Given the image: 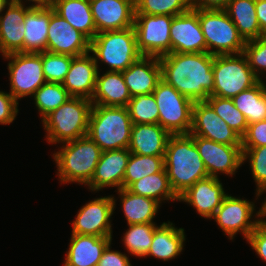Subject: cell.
I'll use <instances>...</instances> for the list:
<instances>
[{"label": "cell", "instance_id": "cell-10", "mask_svg": "<svg viewBox=\"0 0 266 266\" xmlns=\"http://www.w3.org/2000/svg\"><path fill=\"white\" fill-rule=\"evenodd\" d=\"M174 16L135 14L134 30L142 56L162 57L171 53L170 27Z\"/></svg>", "mask_w": 266, "mask_h": 266}, {"label": "cell", "instance_id": "cell-36", "mask_svg": "<svg viewBox=\"0 0 266 266\" xmlns=\"http://www.w3.org/2000/svg\"><path fill=\"white\" fill-rule=\"evenodd\" d=\"M155 223L129 224L124 234L125 247L135 256L146 257L154 236Z\"/></svg>", "mask_w": 266, "mask_h": 266}, {"label": "cell", "instance_id": "cell-32", "mask_svg": "<svg viewBox=\"0 0 266 266\" xmlns=\"http://www.w3.org/2000/svg\"><path fill=\"white\" fill-rule=\"evenodd\" d=\"M232 100L235 107L243 113L248 124L266 120V89L262 80L240 92Z\"/></svg>", "mask_w": 266, "mask_h": 266}, {"label": "cell", "instance_id": "cell-49", "mask_svg": "<svg viewBox=\"0 0 266 266\" xmlns=\"http://www.w3.org/2000/svg\"><path fill=\"white\" fill-rule=\"evenodd\" d=\"M11 3L23 5L22 0H10ZM32 1L35 4L30 5L31 8H47V7H53L55 0H28Z\"/></svg>", "mask_w": 266, "mask_h": 266}, {"label": "cell", "instance_id": "cell-45", "mask_svg": "<svg viewBox=\"0 0 266 266\" xmlns=\"http://www.w3.org/2000/svg\"><path fill=\"white\" fill-rule=\"evenodd\" d=\"M260 223L251 232L247 241L252 249L266 262V220L259 219Z\"/></svg>", "mask_w": 266, "mask_h": 266}, {"label": "cell", "instance_id": "cell-46", "mask_svg": "<svg viewBox=\"0 0 266 266\" xmlns=\"http://www.w3.org/2000/svg\"><path fill=\"white\" fill-rule=\"evenodd\" d=\"M110 244L104 250L97 266H131L126 254L110 250Z\"/></svg>", "mask_w": 266, "mask_h": 266}, {"label": "cell", "instance_id": "cell-1", "mask_svg": "<svg viewBox=\"0 0 266 266\" xmlns=\"http://www.w3.org/2000/svg\"><path fill=\"white\" fill-rule=\"evenodd\" d=\"M161 79L193 102L213 96V55L201 53H169L159 58Z\"/></svg>", "mask_w": 266, "mask_h": 266}, {"label": "cell", "instance_id": "cell-25", "mask_svg": "<svg viewBox=\"0 0 266 266\" xmlns=\"http://www.w3.org/2000/svg\"><path fill=\"white\" fill-rule=\"evenodd\" d=\"M170 133L158 124H133L129 151L138 155L165 156Z\"/></svg>", "mask_w": 266, "mask_h": 266}, {"label": "cell", "instance_id": "cell-20", "mask_svg": "<svg viewBox=\"0 0 266 266\" xmlns=\"http://www.w3.org/2000/svg\"><path fill=\"white\" fill-rule=\"evenodd\" d=\"M226 195L219 178L207 177L188 188L178 197V201L189 203L208 219L213 217Z\"/></svg>", "mask_w": 266, "mask_h": 266}, {"label": "cell", "instance_id": "cell-9", "mask_svg": "<svg viewBox=\"0 0 266 266\" xmlns=\"http://www.w3.org/2000/svg\"><path fill=\"white\" fill-rule=\"evenodd\" d=\"M158 105V123L170 134H189L194 102L160 80L153 91Z\"/></svg>", "mask_w": 266, "mask_h": 266}, {"label": "cell", "instance_id": "cell-24", "mask_svg": "<svg viewBox=\"0 0 266 266\" xmlns=\"http://www.w3.org/2000/svg\"><path fill=\"white\" fill-rule=\"evenodd\" d=\"M25 16V6L11 2L4 16H0V52L3 56L23 53Z\"/></svg>", "mask_w": 266, "mask_h": 266}, {"label": "cell", "instance_id": "cell-42", "mask_svg": "<svg viewBox=\"0 0 266 266\" xmlns=\"http://www.w3.org/2000/svg\"><path fill=\"white\" fill-rule=\"evenodd\" d=\"M243 54L254 74L259 80H262L259 74H264L263 72L266 71V34L257 39L247 41Z\"/></svg>", "mask_w": 266, "mask_h": 266}, {"label": "cell", "instance_id": "cell-38", "mask_svg": "<svg viewBox=\"0 0 266 266\" xmlns=\"http://www.w3.org/2000/svg\"><path fill=\"white\" fill-rule=\"evenodd\" d=\"M127 109L133 124H158V105L153 93L132 97Z\"/></svg>", "mask_w": 266, "mask_h": 266}, {"label": "cell", "instance_id": "cell-28", "mask_svg": "<svg viewBox=\"0 0 266 266\" xmlns=\"http://www.w3.org/2000/svg\"><path fill=\"white\" fill-rule=\"evenodd\" d=\"M54 11L89 41L96 35L90 0H55Z\"/></svg>", "mask_w": 266, "mask_h": 266}, {"label": "cell", "instance_id": "cell-41", "mask_svg": "<svg viewBox=\"0 0 266 266\" xmlns=\"http://www.w3.org/2000/svg\"><path fill=\"white\" fill-rule=\"evenodd\" d=\"M243 163L247 158L250 160V167L255 183L257 184L256 196L266 189V145L253 148H242Z\"/></svg>", "mask_w": 266, "mask_h": 266}, {"label": "cell", "instance_id": "cell-30", "mask_svg": "<svg viewBox=\"0 0 266 266\" xmlns=\"http://www.w3.org/2000/svg\"><path fill=\"white\" fill-rule=\"evenodd\" d=\"M224 10L245 42L257 39L264 34L259 27L255 0H230Z\"/></svg>", "mask_w": 266, "mask_h": 266}, {"label": "cell", "instance_id": "cell-23", "mask_svg": "<svg viewBox=\"0 0 266 266\" xmlns=\"http://www.w3.org/2000/svg\"><path fill=\"white\" fill-rule=\"evenodd\" d=\"M112 237L72 234L63 266H97Z\"/></svg>", "mask_w": 266, "mask_h": 266}, {"label": "cell", "instance_id": "cell-35", "mask_svg": "<svg viewBox=\"0 0 266 266\" xmlns=\"http://www.w3.org/2000/svg\"><path fill=\"white\" fill-rule=\"evenodd\" d=\"M35 105L40 112L42 120L64 104L71 96L61 83L45 82L34 95Z\"/></svg>", "mask_w": 266, "mask_h": 266}, {"label": "cell", "instance_id": "cell-15", "mask_svg": "<svg viewBox=\"0 0 266 266\" xmlns=\"http://www.w3.org/2000/svg\"><path fill=\"white\" fill-rule=\"evenodd\" d=\"M190 135L227 145H241V136L234 131L206 102H194Z\"/></svg>", "mask_w": 266, "mask_h": 266}, {"label": "cell", "instance_id": "cell-47", "mask_svg": "<svg viewBox=\"0 0 266 266\" xmlns=\"http://www.w3.org/2000/svg\"><path fill=\"white\" fill-rule=\"evenodd\" d=\"M230 0H190L191 8L225 9Z\"/></svg>", "mask_w": 266, "mask_h": 266}, {"label": "cell", "instance_id": "cell-48", "mask_svg": "<svg viewBox=\"0 0 266 266\" xmlns=\"http://www.w3.org/2000/svg\"><path fill=\"white\" fill-rule=\"evenodd\" d=\"M255 9L259 27L266 34V0H255Z\"/></svg>", "mask_w": 266, "mask_h": 266}, {"label": "cell", "instance_id": "cell-33", "mask_svg": "<svg viewBox=\"0 0 266 266\" xmlns=\"http://www.w3.org/2000/svg\"><path fill=\"white\" fill-rule=\"evenodd\" d=\"M127 189L134 194L155 199L159 203L162 200H178L171 189L167 171L164 168L158 173L140 178Z\"/></svg>", "mask_w": 266, "mask_h": 266}, {"label": "cell", "instance_id": "cell-26", "mask_svg": "<svg viewBox=\"0 0 266 266\" xmlns=\"http://www.w3.org/2000/svg\"><path fill=\"white\" fill-rule=\"evenodd\" d=\"M122 72L107 71L100 76L98 71L92 105L127 107L131 99Z\"/></svg>", "mask_w": 266, "mask_h": 266}, {"label": "cell", "instance_id": "cell-17", "mask_svg": "<svg viewBox=\"0 0 266 266\" xmlns=\"http://www.w3.org/2000/svg\"><path fill=\"white\" fill-rule=\"evenodd\" d=\"M90 41L52 7L48 26L47 52L78 57L89 53Z\"/></svg>", "mask_w": 266, "mask_h": 266}, {"label": "cell", "instance_id": "cell-22", "mask_svg": "<svg viewBox=\"0 0 266 266\" xmlns=\"http://www.w3.org/2000/svg\"><path fill=\"white\" fill-rule=\"evenodd\" d=\"M98 71L97 63L89 53L74 57L62 84L70 96L91 100Z\"/></svg>", "mask_w": 266, "mask_h": 266}, {"label": "cell", "instance_id": "cell-5", "mask_svg": "<svg viewBox=\"0 0 266 266\" xmlns=\"http://www.w3.org/2000/svg\"><path fill=\"white\" fill-rule=\"evenodd\" d=\"M92 101L82 97H70L43 120L48 143H64L84 137L88 133Z\"/></svg>", "mask_w": 266, "mask_h": 266}, {"label": "cell", "instance_id": "cell-51", "mask_svg": "<svg viewBox=\"0 0 266 266\" xmlns=\"http://www.w3.org/2000/svg\"><path fill=\"white\" fill-rule=\"evenodd\" d=\"M10 0H0V13L4 11V9L10 4ZM1 16V15H0Z\"/></svg>", "mask_w": 266, "mask_h": 266}, {"label": "cell", "instance_id": "cell-29", "mask_svg": "<svg viewBox=\"0 0 266 266\" xmlns=\"http://www.w3.org/2000/svg\"><path fill=\"white\" fill-rule=\"evenodd\" d=\"M185 234L183 228H175L173 223L163 222L154 231L153 240L146 256H153L163 261L177 257L183 250Z\"/></svg>", "mask_w": 266, "mask_h": 266}, {"label": "cell", "instance_id": "cell-50", "mask_svg": "<svg viewBox=\"0 0 266 266\" xmlns=\"http://www.w3.org/2000/svg\"><path fill=\"white\" fill-rule=\"evenodd\" d=\"M263 192H266V189H263L259 193V195H261ZM256 214H257V217H259V218L260 217L262 218V216H265L266 217V200L264 201V203L262 204L260 210Z\"/></svg>", "mask_w": 266, "mask_h": 266}, {"label": "cell", "instance_id": "cell-12", "mask_svg": "<svg viewBox=\"0 0 266 266\" xmlns=\"http://www.w3.org/2000/svg\"><path fill=\"white\" fill-rule=\"evenodd\" d=\"M203 160L209 177L218 178V173L234 175L243 163L241 145H227L210 139L191 135Z\"/></svg>", "mask_w": 266, "mask_h": 266}, {"label": "cell", "instance_id": "cell-4", "mask_svg": "<svg viewBox=\"0 0 266 266\" xmlns=\"http://www.w3.org/2000/svg\"><path fill=\"white\" fill-rule=\"evenodd\" d=\"M53 154L60 181L88 184L98 164L102 149L88 136L64 142Z\"/></svg>", "mask_w": 266, "mask_h": 266}, {"label": "cell", "instance_id": "cell-7", "mask_svg": "<svg viewBox=\"0 0 266 266\" xmlns=\"http://www.w3.org/2000/svg\"><path fill=\"white\" fill-rule=\"evenodd\" d=\"M198 19L206 40L207 53L211 55L243 53L246 42L224 9H198Z\"/></svg>", "mask_w": 266, "mask_h": 266}, {"label": "cell", "instance_id": "cell-31", "mask_svg": "<svg viewBox=\"0 0 266 266\" xmlns=\"http://www.w3.org/2000/svg\"><path fill=\"white\" fill-rule=\"evenodd\" d=\"M125 218L129 224L154 223L158 213L159 202L155 199L130 192L127 188L118 190Z\"/></svg>", "mask_w": 266, "mask_h": 266}, {"label": "cell", "instance_id": "cell-44", "mask_svg": "<svg viewBox=\"0 0 266 266\" xmlns=\"http://www.w3.org/2000/svg\"><path fill=\"white\" fill-rule=\"evenodd\" d=\"M18 102L10 94L0 91V124L7 125L15 120L18 114Z\"/></svg>", "mask_w": 266, "mask_h": 266}, {"label": "cell", "instance_id": "cell-43", "mask_svg": "<svg viewBox=\"0 0 266 266\" xmlns=\"http://www.w3.org/2000/svg\"><path fill=\"white\" fill-rule=\"evenodd\" d=\"M266 145V120L248 124L241 137V148H253Z\"/></svg>", "mask_w": 266, "mask_h": 266}, {"label": "cell", "instance_id": "cell-13", "mask_svg": "<svg viewBox=\"0 0 266 266\" xmlns=\"http://www.w3.org/2000/svg\"><path fill=\"white\" fill-rule=\"evenodd\" d=\"M115 209V199L105 196L85 204L73 221L72 234L112 237L110 218Z\"/></svg>", "mask_w": 266, "mask_h": 266}, {"label": "cell", "instance_id": "cell-40", "mask_svg": "<svg viewBox=\"0 0 266 266\" xmlns=\"http://www.w3.org/2000/svg\"><path fill=\"white\" fill-rule=\"evenodd\" d=\"M74 57L67 54L42 52V70L46 82L63 83Z\"/></svg>", "mask_w": 266, "mask_h": 266}, {"label": "cell", "instance_id": "cell-18", "mask_svg": "<svg viewBox=\"0 0 266 266\" xmlns=\"http://www.w3.org/2000/svg\"><path fill=\"white\" fill-rule=\"evenodd\" d=\"M96 34L133 27L135 0H90Z\"/></svg>", "mask_w": 266, "mask_h": 266}, {"label": "cell", "instance_id": "cell-11", "mask_svg": "<svg viewBox=\"0 0 266 266\" xmlns=\"http://www.w3.org/2000/svg\"><path fill=\"white\" fill-rule=\"evenodd\" d=\"M8 63L10 94L18 101L35 91L45 82L42 70V52L40 53H12L4 56Z\"/></svg>", "mask_w": 266, "mask_h": 266}, {"label": "cell", "instance_id": "cell-21", "mask_svg": "<svg viewBox=\"0 0 266 266\" xmlns=\"http://www.w3.org/2000/svg\"><path fill=\"white\" fill-rule=\"evenodd\" d=\"M131 97L153 93L161 80V64L158 57L141 56L122 71Z\"/></svg>", "mask_w": 266, "mask_h": 266}, {"label": "cell", "instance_id": "cell-19", "mask_svg": "<svg viewBox=\"0 0 266 266\" xmlns=\"http://www.w3.org/2000/svg\"><path fill=\"white\" fill-rule=\"evenodd\" d=\"M131 152L128 148L103 151L94 174L87 184L92 191L104 187L123 188V179Z\"/></svg>", "mask_w": 266, "mask_h": 266}, {"label": "cell", "instance_id": "cell-14", "mask_svg": "<svg viewBox=\"0 0 266 266\" xmlns=\"http://www.w3.org/2000/svg\"><path fill=\"white\" fill-rule=\"evenodd\" d=\"M254 207L252 202L227 194L212 218L230 239L239 231L247 239L260 223L259 219L250 220Z\"/></svg>", "mask_w": 266, "mask_h": 266}, {"label": "cell", "instance_id": "cell-8", "mask_svg": "<svg viewBox=\"0 0 266 266\" xmlns=\"http://www.w3.org/2000/svg\"><path fill=\"white\" fill-rule=\"evenodd\" d=\"M213 95L232 99L260 80L250 68L243 53L213 55Z\"/></svg>", "mask_w": 266, "mask_h": 266}, {"label": "cell", "instance_id": "cell-34", "mask_svg": "<svg viewBox=\"0 0 266 266\" xmlns=\"http://www.w3.org/2000/svg\"><path fill=\"white\" fill-rule=\"evenodd\" d=\"M164 168V156H148L131 153L123 179V188L147 175H153Z\"/></svg>", "mask_w": 266, "mask_h": 266}, {"label": "cell", "instance_id": "cell-16", "mask_svg": "<svg viewBox=\"0 0 266 266\" xmlns=\"http://www.w3.org/2000/svg\"><path fill=\"white\" fill-rule=\"evenodd\" d=\"M171 53L206 52V40L198 19V9L175 15L170 27Z\"/></svg>", "mask_w": 266, "mask_h": 266}, {"label": "cell", "instance_id": "cell-6", "mask_svg": "<svg viewBox=\"0 0 266 266\" xmlns=\"http://www.w3.org/2000/svg\"><path fill=\"white\" fill-rule=\"evenodd\" d=\"M93 58L108 64L110 70L122 72L142 55L138 51L134 27L97 33L90 41Z\"/></svg>", "mask_w": 266, "mask_h": 266}, {"label": "cell", "instance_id": "cell-37", "mask_svg": "<svg viewBox=\"0 0 266 266\" xmlns=\"http://www.w3.org/2000/svg\"><path fill=\"white\" fill-rule=\"evenodd\" d=\"M206 102L241 137L245 134L248 122L243 113L235 107L232 99L213 95Z\"/></svg>", "mask_w": 266, "mask_h": 266}, {"label": "cell", "instance_id": "cell-27", "mask_svg": "<svg viewBox=\"0 0 266 266\" xmlns=\"http://www.w3.org/2000/svg\"><path fill=\"white\" fill-rule=\"evenodd\" d=\"M51 15L52 7H26V16L23 22L25 28L23 53H40L46 51L48 26Z\"/></svg>", "mask_w": 266, "mask_h": 266}, {"label": "cell", "instance_id": "cell-39", "mask_svg": "<svg viewBox=\"0 0 266 266\" xmlns=\"http://www.w3.org/2000/svg\"><path fill=\"white\" fill-rule=\"evenodd\" d=\"M190 8V0H135V14L175 16Z\"/></svg>", "mask_w": 266, "mask_h": 266}, {"label": "cell", "instance_id": "cell-3", "mask_svg": "<svg viewBox=\"0 0 266 266\" xmlns=\"http://www.w3.org/2000/svg\"><path fill=\"white\" fill-rule=\"evenodd\" d=\"M133 123L127 107L92 105L87 135L102 151L128 148Z\"/></svg>", "mask_w": 266, "mask_h": 266}, {"label": "cell", "instance_id": "cell-2", "mask_svg": "<svg viewBox=\"0 0 266 266\" xmlns=\"http://www.w3.org/2000/svg\"><path fill=\"white\" fill-rule=\"evenodd\" d=\"M164 169L177 197L208 176L207 169L190 134H171L165 150Z\"/></svg>", "mask_w": 266, "mask_h": 266}]
</instances>
